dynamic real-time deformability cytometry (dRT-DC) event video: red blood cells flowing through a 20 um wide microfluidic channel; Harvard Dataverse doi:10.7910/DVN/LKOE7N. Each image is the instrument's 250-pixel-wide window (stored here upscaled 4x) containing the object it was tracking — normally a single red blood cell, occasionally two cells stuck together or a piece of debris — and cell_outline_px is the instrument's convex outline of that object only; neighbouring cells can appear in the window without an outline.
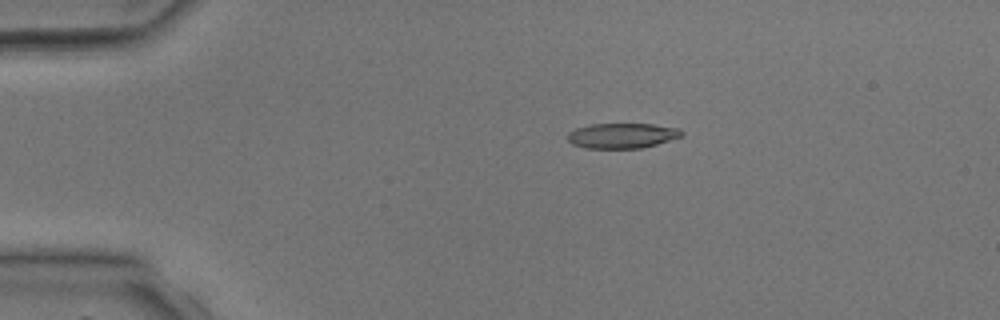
{"species": "common noctule bat (a hibernating species)", "species_latin": "Nyctalus noctula", "temperature_condition": "room temperature", "stored_images_in_passage": 4, "camera_frame_rate_fps": 3000, "um_per_image_px": 0.085, "animal": {"sex": "male", "body_mass_g": 17.9, "forearm_length_mm": 54.2}, "frame": {"image": 1, "passage_image": 3, "time_ms": 2.0, "image_size_px": [1000, 320], "cell_outline_px": [[684, 136], [656, 144], [640, 148], [584, 148], [572, 144], [568, 140], [568, 132], [576, 128], [592, 124], [652, 124], [680, 128], [684, 132]], "centroid_in_image_um": [52.9, 11.53], "position_along_channel_um": 32.1, "area_um2": 16.76}}